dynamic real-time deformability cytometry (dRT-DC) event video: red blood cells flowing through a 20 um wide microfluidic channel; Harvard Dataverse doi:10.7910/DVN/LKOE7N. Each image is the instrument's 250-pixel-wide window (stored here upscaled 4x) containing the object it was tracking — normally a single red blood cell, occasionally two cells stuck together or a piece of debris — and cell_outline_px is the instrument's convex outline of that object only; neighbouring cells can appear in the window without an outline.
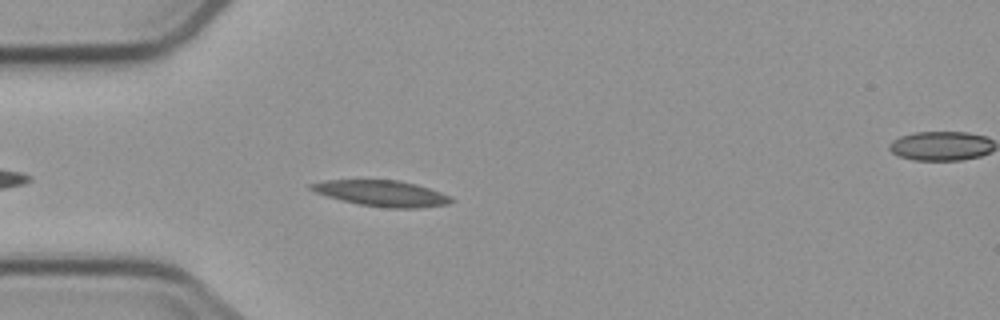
{"species": "common noctule bat (a hibernating species)", "species_latin": "Nyctalus noctula", "temperature_condition": "cold", "stored_images_in_passage": 5, "segment_of_instrument_passage": [1, 2], "camera_frame_rate_fps": 3000, "um_per_image_px": 0.085, "animal": {"sex": "male", "body_mass_g": 23.1, "forearm_length_mm": 52.7}, "frame": {"image": 1, "passage_image": 4, "time_ms": 3.333, "image_size_px": [1000, 320], "cell_outline_px": [[456, 200], [448, 204], [424, 208], [388, 208], [360, 204], [328, 196], [316, 192], [308, 188], [308, 184], [324, 180], [396, 180], [416, 184], [452, 196]], "centroid_in_image_um": [32.5, 16.43], "position_along_channel_um": 52.5, "area_um2": 21.1}}